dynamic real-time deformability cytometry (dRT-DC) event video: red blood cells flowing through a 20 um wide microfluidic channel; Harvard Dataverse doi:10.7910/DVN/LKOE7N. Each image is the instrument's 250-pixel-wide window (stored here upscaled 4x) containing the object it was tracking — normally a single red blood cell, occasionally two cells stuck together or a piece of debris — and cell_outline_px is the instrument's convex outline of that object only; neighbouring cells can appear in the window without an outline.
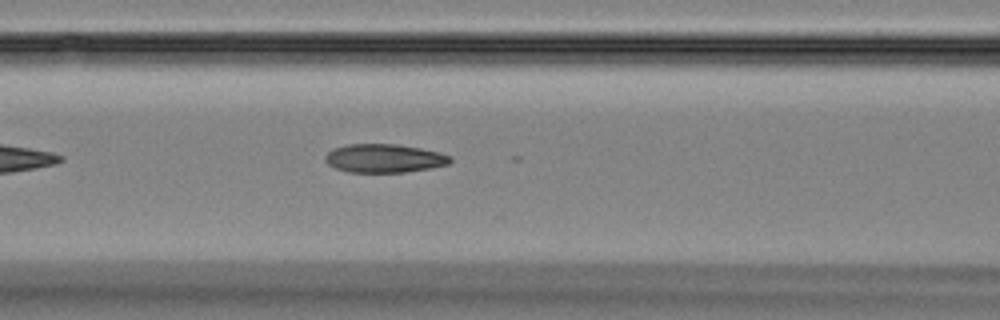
{"species": "Egyptian fruit bat (a non-hibernating species)", "species_latin": "Rousettus aegyptiacus", "temperature_condition": "room temperature", "stored_images_in_passage": 27, "camera_frame_rate_fps": 3000, "um_per_image_px": 0.085, "animal": {"sex": "female"}, "frame": {"image": 1, "passage_image": 10, "time_ms": 3.0, "image_size_px": [1000, 320], "cell_outline_px": [[452, 160], [448, 164], [432, 168], [404, 172], [348, 172], [336, 168], [328, 164], [324, 160], [324, 156], [332, 148], [348, 144], [396, 144], [420, 148], [440, 152], [452, 156]], "centroid_in_image_um": [32.66, 13.45], "position_along_channel_um": 133.9, "area_um2": 20.92}}
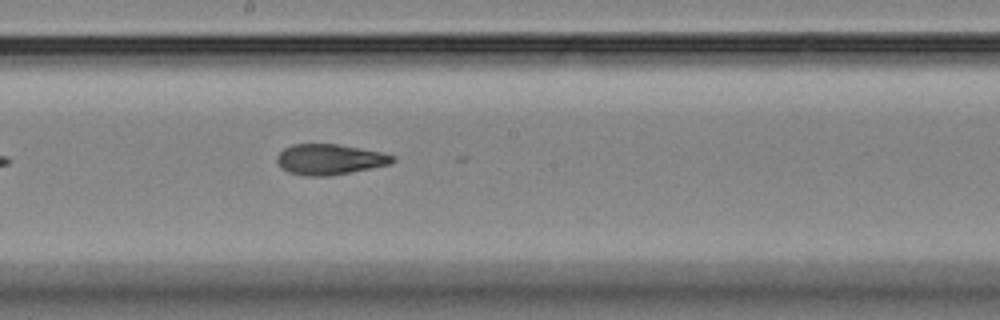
{"frame": {"image": 2, "passage_image": 17, "time_ms": 5.333, "image_size_px": [1000, 320], "cell_outline_px": [[396, 160], [392, 164], [328, 176], [304, 176], [288, 172], [280, 168], [276, 160], [276, 156], [284, 148], [292, 144], [336, 144], [360, 148], [380, 152], [396, 156]], "centroid_in_image_um": [28.0, 13.55], "position_along_channel_um": 220.2, "area_um2": 20.69}}
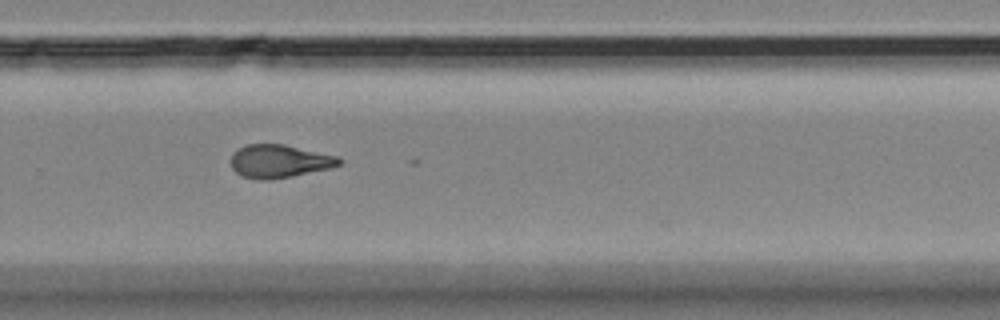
{"frame": {"image": 3, "passage_image": 24, "time_ms": 7.667, "image_size_px": [1000, 320], "cell_outline_px": [[344, 160], [340, 164], [332, 168], [292, 176], [268, 180], [256, 180], [240, 176], [232, 168], [232, 152], [248, 144], [284, 144], [340, 156]], "centroid_in_image_um": [23.78, 13.71], "position_along_channel_um": 306.0, "area_um2": 21.15}}